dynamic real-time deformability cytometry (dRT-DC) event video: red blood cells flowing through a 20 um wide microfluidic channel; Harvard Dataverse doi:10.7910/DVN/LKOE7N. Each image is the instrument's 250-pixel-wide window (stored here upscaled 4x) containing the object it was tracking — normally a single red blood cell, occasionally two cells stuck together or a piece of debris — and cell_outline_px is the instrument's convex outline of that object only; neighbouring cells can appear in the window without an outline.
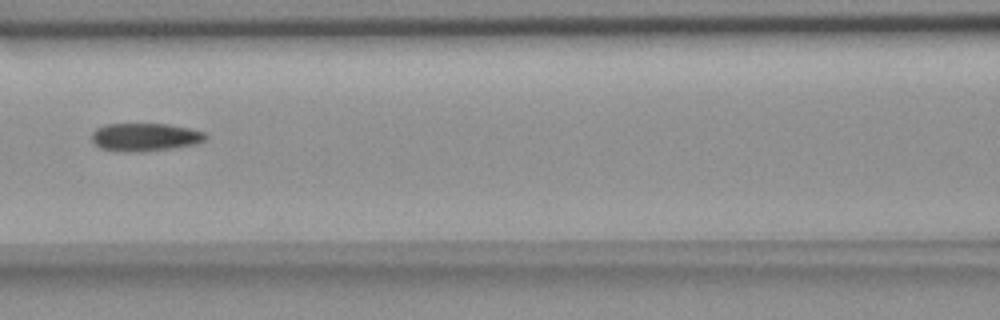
{"species": "common noctule bat (a hibernating species)", "species_latin": "Nyctalus noctula", "temperature_condition": "room temperature", "stored_images_in_passage": 8, "camera_frame_rate_fps": 3000, "um_per_image_px": 0.085, "animal": {"sex": "female", "body_mass_g": 18.4}, "frame": {"image": 1, "passage_image": 7, "time_ms": 2.0, "image_size_px": [1000, 320], "cell_outline_px": [[208, 136], [204, 140], [196, 144], [176, 148], [140, 152], [116, 152], [100, 148], [92, 140], [92, 132], [96, 128], [104, 124], [168, 124], [188, 128], [204, 132]], "centroid_in_image_um": [12.31, 11.67], "position_along_channel_um": 154.3, "area_um2": 18.84}}
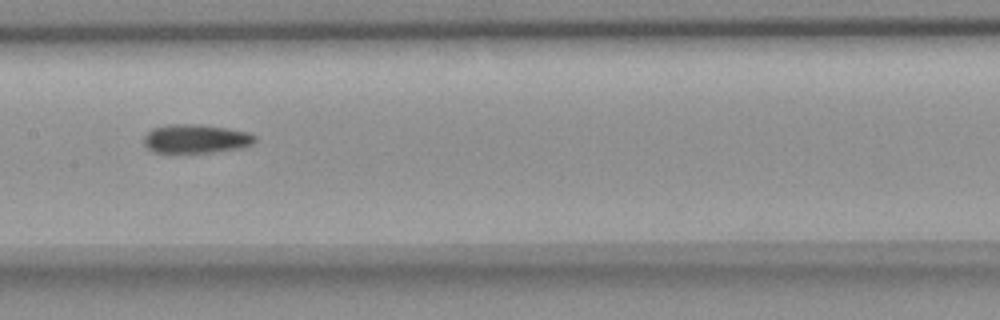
{"frame": {"image": 2, "passage_image": 8, "time_ms": 2.333, "image_size_px": [1000, 320], "cell_outline_px": [[256, 140], [252, 144], [240, 148], [212, 152], [152, 152], [144, 144], [144, 136], [148, 132], [156, 128], [172, 124], [200, 124], [228, 128], [248, 132], [256, 136]], "centroid_in_image_um": [16.68, 11.79], "position_along_channel_um": 190.7, "area_um2": 18.5}}